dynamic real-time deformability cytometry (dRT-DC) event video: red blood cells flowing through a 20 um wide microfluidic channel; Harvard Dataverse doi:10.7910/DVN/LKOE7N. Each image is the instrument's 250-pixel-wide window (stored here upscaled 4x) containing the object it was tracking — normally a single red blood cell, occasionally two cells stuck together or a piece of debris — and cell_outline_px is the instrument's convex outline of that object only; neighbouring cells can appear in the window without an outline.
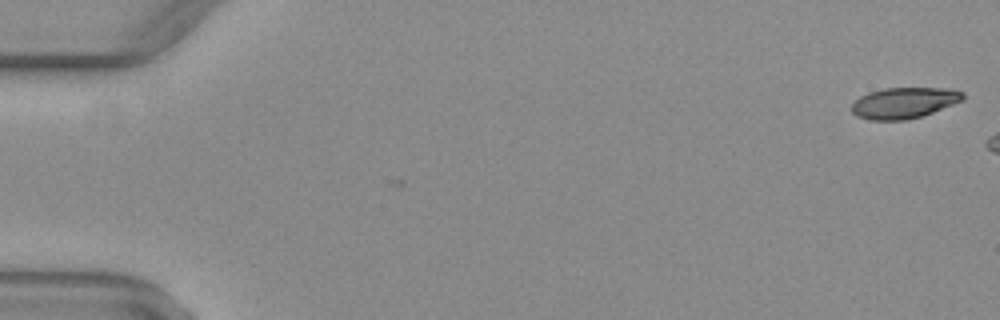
{"species": "common noctule bat (a hibernating species)", "species_latin": "Nyctalus noctula", "temperature_condition": "warm", "stored_images_in_passage": 3, "camera_frame_rate_fps": 3000, "um_per_image_px": 0.085, "animal": {"sex": "female", "body_mass_g": 29.2, "forearm_length_mm": 56.3}, "frame": {"image": 1, "passage_image": 1, "time_ms": 0.0, "image_size_px": [1000, 320], "cell_outline_px": [[964, 100], [932, 112], [920, 116], [904, 120], [872, 120], [856, 116], [852, 112], [852, 104], [860, 96], [868, 92], [884, 88], [940, 88], [964, 92]], "centroid_in_image_um": [76.82, 8.74], "position_along_channel_um": 8.2, "area_um2": 19.88}}